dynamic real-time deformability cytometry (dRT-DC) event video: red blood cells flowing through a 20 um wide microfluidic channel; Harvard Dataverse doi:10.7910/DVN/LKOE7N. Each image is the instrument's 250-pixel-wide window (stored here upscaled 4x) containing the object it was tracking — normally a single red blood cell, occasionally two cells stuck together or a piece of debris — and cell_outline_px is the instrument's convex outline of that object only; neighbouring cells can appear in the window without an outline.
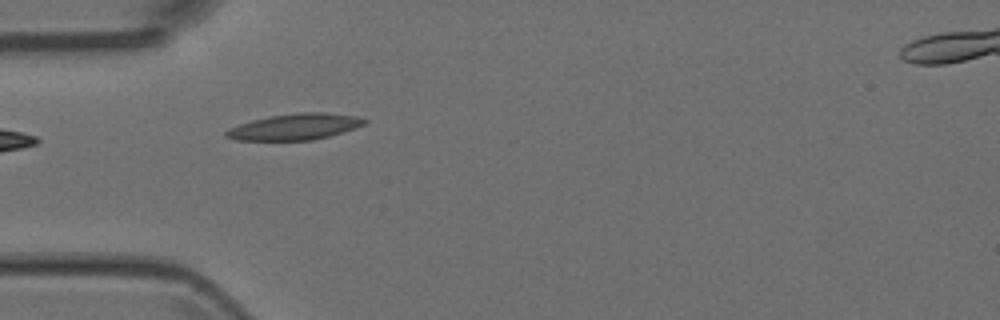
{"species": "Egyptian fruit bat (a non-hibernating species)", "species_latin": "Rousettus aegyptiacus", "temperature_condition": "room temperature", "stored_images_in_passage": 1, "camera_frame_rate_fps": 3000, "um_per_image_px": 0.085, "animal": {"sex": "female"}, "frame": {"image": 1, "passage_image": 1, "time_ms": 0.0, "image_size_px": [1000, 320], "cell_outline_px": [[368, 120], [364, 124], [356, 128], [328, 136], [312, 140], [236, 140], [224, 136], [224, 132], [228, 128], [252, 120], [268, 116], [296, 112], [324, 112], [356, 116]], "centroid_in_image_um": [25.04, 10.77], "position_along_channel_um": 60.0, "area_um2": 21.1}}